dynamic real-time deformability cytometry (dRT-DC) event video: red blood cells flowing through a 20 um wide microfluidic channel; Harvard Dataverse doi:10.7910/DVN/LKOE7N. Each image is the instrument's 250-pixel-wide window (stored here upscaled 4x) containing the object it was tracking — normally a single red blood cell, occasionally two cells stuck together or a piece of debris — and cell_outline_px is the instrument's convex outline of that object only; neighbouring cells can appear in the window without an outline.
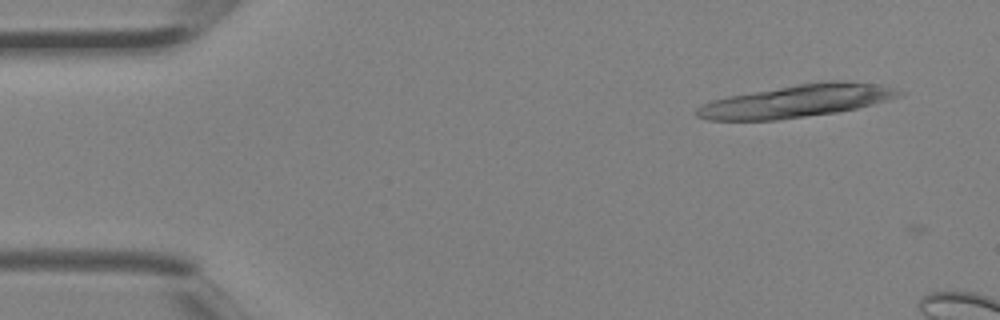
{"species": "Egyptian fruit bat (a non-hibernating species)", "species_latin": "Rousettus aegyptiacus", "temperature_condition": "room temperature", "stored_images_in_passage": 5, "camera_frame_rate_fps": 3000, "um_per_image_px": 0.085, "animal": {"sex": "female"}, "frame": {"image": 1, "passage_image": 5, "time_ms": 1.333, "image_size_px": [1000, 320], "cell_outline_px": [[904, 92], [900, 96], [888, 100], [856, 108], [836, 112], [776, 120], [708, 120], [696, 116], [696, 108], [712, 100], [728, 96], [800, 84], [828, 80], [840, 80], [880, 84]], "centroid_in_image_um": [67.73, 8.59], "position_along_channel_um": 17.3, "area_um2": 37.97}}